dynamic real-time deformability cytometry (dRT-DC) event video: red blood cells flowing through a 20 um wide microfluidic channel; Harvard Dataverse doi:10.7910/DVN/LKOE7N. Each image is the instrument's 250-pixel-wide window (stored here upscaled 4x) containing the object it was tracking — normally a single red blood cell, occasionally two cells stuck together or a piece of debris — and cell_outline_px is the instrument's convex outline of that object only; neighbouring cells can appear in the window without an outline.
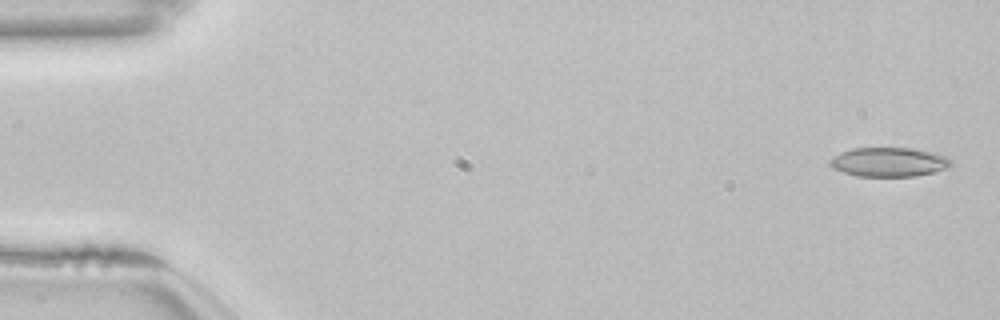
{"species": "common noctule bat (a hibernating species)", "species_latin": "Nyctalus noctula", "temperature_condition": "room temperature", "stored_images_in_passage": 54, "camera_frame_rate_fps": 3000, "um_per_image_px": 0.085, "animal": {"sex": "female", "body_mass_g": 22.7, "forearm_length_mm": 54.2}, "frame": {"image": 1, "passage_image": 2, "time_ms": 0.333, "image_size_px": [1000, 320], "cell_outline_px": [[952, 164], [948, 168], [936, 172], [916, 176], [856, 176], [832, 168], [828, 164], [840, 152], [852, 148], [916, 148], [936, 152], [948, 156], [952, 160]], "centroid_in_image_um": [75.64, 13.77], "position_along_channel_um": 9.4, "area_um2": 20.87}}
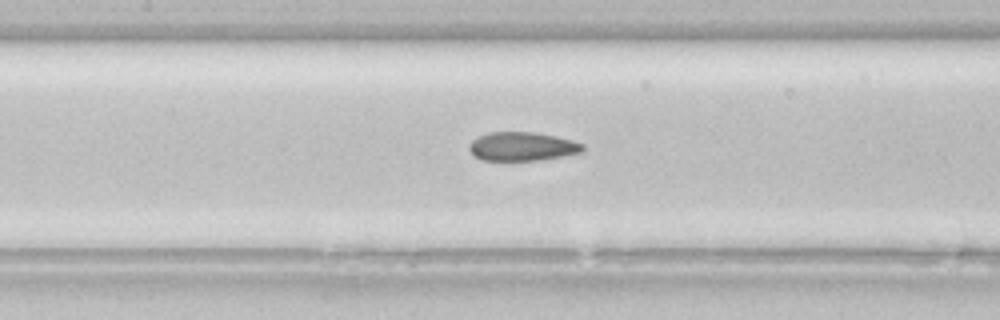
{"frame": {"image": 2, "passage_image": 25, "time_ms": 8.0, "image_size_px": [1000, 320], "cell_outline_px": [[584, 152], [540, 160], [480, 160], [468, 148], [468, 144], [476, 136], [488, 132], [532, 132], [556, 136], [572, 140], [584, 144]], "centroid_in_image_um": [44.38, 12.44], "position_along_channel_um": 163.0, "area_um2": 19.13}}
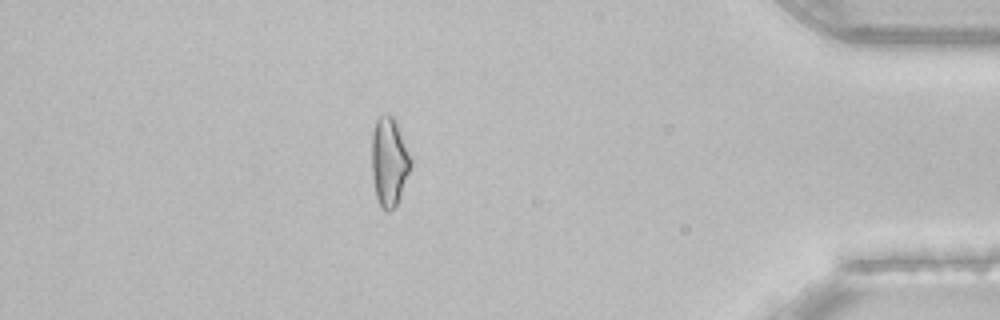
{"frame": {"image": 3, "passage_image": 47, "time_ms": 15.333, "image_size_px": [1000, 320], "cell_outline_px": [[412, 164], [396, 204], [388, 212], [384, 212], [376, 196], [372, 176], [372, 132], [376, 120], [380, 116], [388, 112], [396, 120], [412, 160]], "centroid_in_image_um": [33.07, 13.7], "position_along_channel_um": 402.1, "area_um2": 20.06}, "authors_computed_cell_mechanics": {"area_um2": 20.2589, "velocity_mm_per_s": 3.8579, "shape_relaxation_time_tau1_ms": null, "shape_relaxation_time_tau2_ms": 3.1007, "deformation_change_tau1": null, "deformation_change_tau2": 0.0932}}